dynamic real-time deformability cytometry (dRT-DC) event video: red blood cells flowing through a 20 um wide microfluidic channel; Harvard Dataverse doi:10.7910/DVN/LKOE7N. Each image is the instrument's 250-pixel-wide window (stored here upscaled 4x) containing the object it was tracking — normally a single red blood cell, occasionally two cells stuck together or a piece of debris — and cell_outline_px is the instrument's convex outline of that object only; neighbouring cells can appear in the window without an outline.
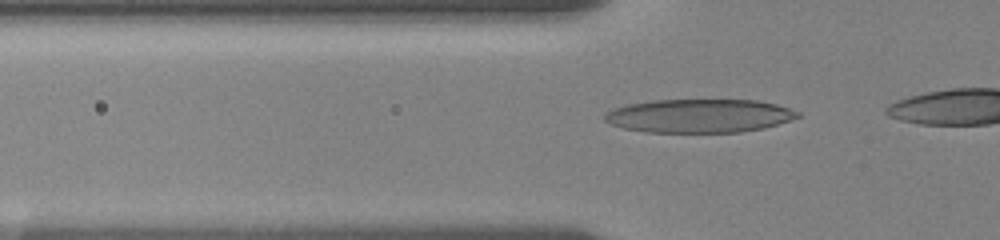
{"species": "human", "species_latin": "Homo sapiens", "temperature_condition": "room temperature", "stored_images_in_passage": 21, "camera_frame_rate_fps": 3000, "um_per_image_px": 0.085, "donor": {"sex": "female"}, "frame": {"image": 1, "passage_image": 14, "time_ms": 4.333, "image_size_px": [1000, 240], "cell_outline_px": [[800, 116], [764, 128], [740, 132], [648, 132], [624, 128], [612, 124], [604, 120], [604, 116], [612, 108], [628, 104], [652, 100], [756, 100], [776, 104], [800, 112]], "centroid_in_image_um": [59.42, 9.84], "position_along_channel_um": 66.4, "area_um2": 37.51}}
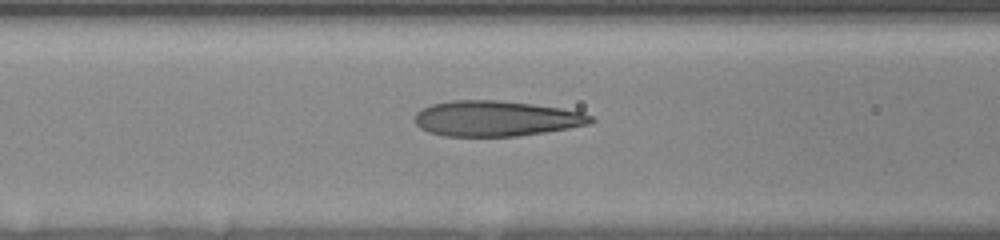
{"frame": {"image": 2, "passage_image": 19, "time_ms": 6.0, "image_size_px": [1000, 240], "cell_outline_px": [[596, 120], [588, 124], [568, 128], [544, 132], [516, 136], [444, 136], [428, 132], [420, 128], [412, 120], [416, 112], [420, 108], [432, 104], [452, 100], [500, 100], [532, 104], [560, 108], [584, 112], [592, 116]], "centroid_in_image_um": [42.12, 10.07], "position_along_channel_um": 124.5, "area_um2": 36.59}}